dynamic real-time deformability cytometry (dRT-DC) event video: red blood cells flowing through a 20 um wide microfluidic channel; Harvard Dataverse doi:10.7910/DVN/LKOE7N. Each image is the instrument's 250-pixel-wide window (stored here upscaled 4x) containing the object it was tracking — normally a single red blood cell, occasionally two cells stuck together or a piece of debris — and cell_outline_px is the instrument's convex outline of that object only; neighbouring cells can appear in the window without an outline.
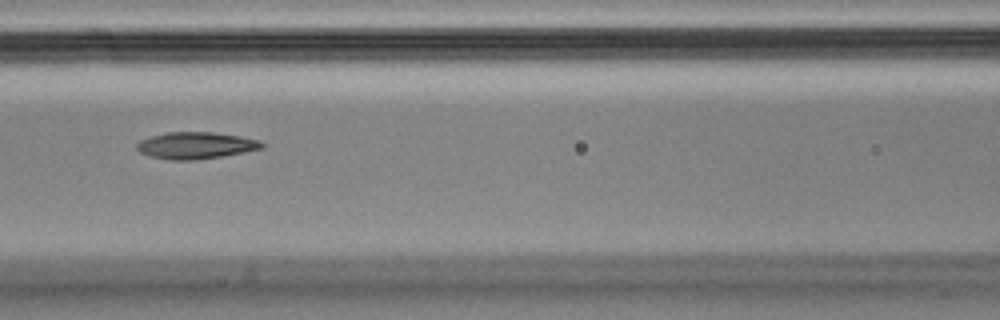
{"species": "Egyptian fruit bat (a non-hibernating species)", "species_latin": "Rousettus aegyptiacus", "temperature_condition": "cold", "stored_images_in_passage": 5, "camera_frame_rate_fps": 3000, "um_per_image_px": 0.085, "animal": {"sex": "male"}, "frame": {"image": 1, "passage_image": 3, "time_ms": 0.667, "image_size_px": [1000, 320], "cell_outline_px": [[264, 148], [244, 152], [220, 156], [192, 160], [172, 160], [148, 156], [140, 152], [136, 148], [136, 144], [140, 140], [152, 136], [168, 132], [212, 132], [240, 136], [260, 140], [264, 144]], "centroid_in_image_um": [16.63, 12.36], "position_along_channel_um": 150.0, "area_um2": 19.42}}
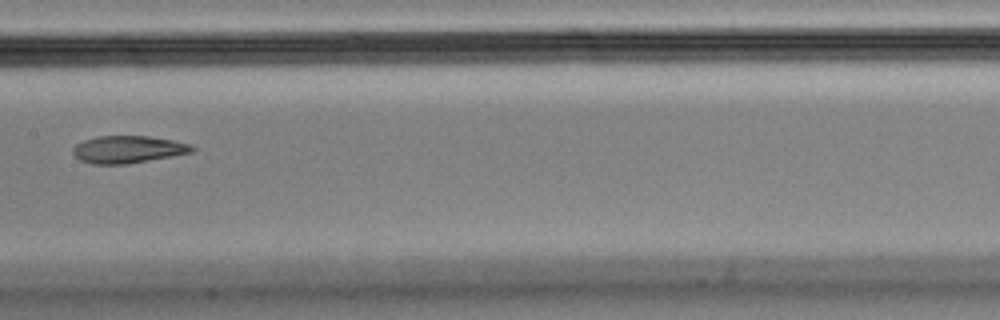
{"frame": {"image": 2, "passage_image": 4, "time_ms": 1.0, "image_size_px": [1000, 320], "cell_outline_px": [[196, 148], [192, 152], [128, 164], [92, 164], [80, 160], [72, 152], [72, 148], [76, 144], [84, 140], [96, 136], [148, 136], [172, 140], [192, 144]], "centroid_in_image_um": [10.87, 12.7], "position_along_channel_um": 196.5, "area_um2": 18.96}}
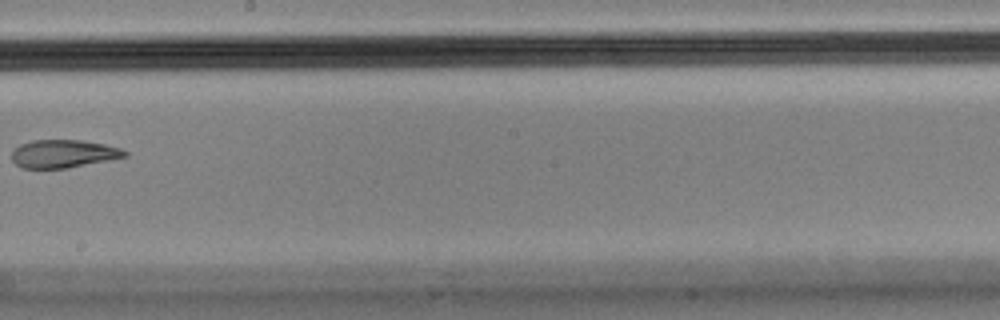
{"frame": {"image": 3, "passage_image": 5, "time_ms": 1.333, "image_size_px": [1000, 320], "cell_outline_px": [[128, 156], [68, 168], [20, 168], [12, 160], [12, 148], [20, 144], [32, 140], [80, 140], [104, 144], [120, 148], [128, 152]], "centroid_in_image_um": [5.36, 13.06], "position_along_channel_um": 242.8, "area_um2": 18.5}}